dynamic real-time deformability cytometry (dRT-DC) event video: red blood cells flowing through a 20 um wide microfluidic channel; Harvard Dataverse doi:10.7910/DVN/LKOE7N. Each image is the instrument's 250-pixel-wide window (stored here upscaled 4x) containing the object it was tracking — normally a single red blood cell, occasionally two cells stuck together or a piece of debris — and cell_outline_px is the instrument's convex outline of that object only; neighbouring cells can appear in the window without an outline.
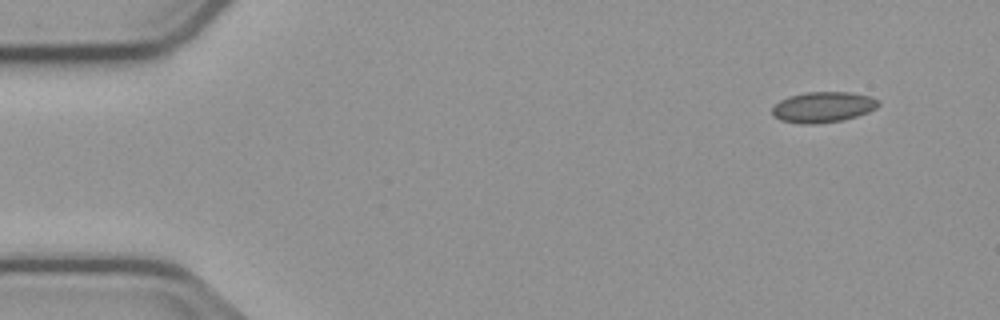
{"species": "common noctule bat (a hibernating species)", "species_latin": "Nyctalus noctula", "temperature_condition": "cold", "stored_images_in_passage": 4, "camera_frame_rate_fps": 3000, "um_per_image_px": 0.085, "animal": {"sex": "male", "body_mass_g": 23.1, "forearm_length_mm": 52.7}, "frame": {"image": 1, "passage_image": 1, "time_ms": 0.0, "image_size_px": [1000, 320], "cell_outline_px": [[880, 104], [876, 108], [868, 112], [844, 120], [816, 124], [804, 124], [780, 120], [772, 116], [772, 108], [780, 100], [788, 96], [808, 92], [852, 92], [868, 96], [880, 100]], "centroid_in_image_um": [69.96, 9.1], "position_along_channel_um": 15.0, "area_um2": 19.07}}
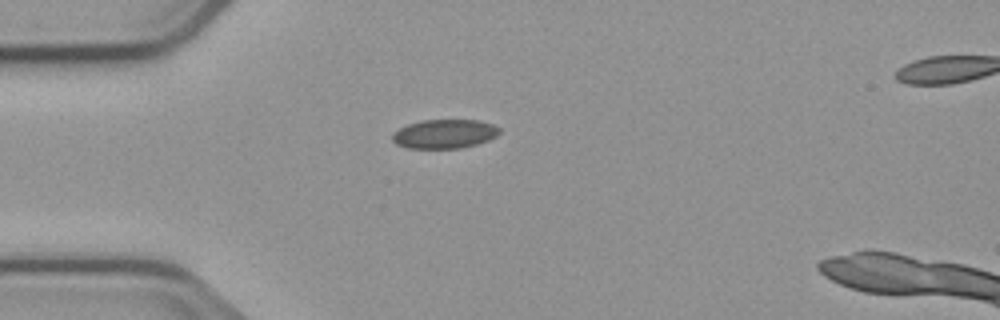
{"frame": {"image": 2, "passage_image": 3, "time_ms": 3.333, "image_size_px": [1000, 320], "cell_outline_px": [[500, 132], [496, 136], [488, 140], [464, 148], [408, 148], [396, 144], [392, 140], [392, 132], [408, 124], [420, 120], [480, 120], [492, 124], [500, 128]], "centroid_in_image_um": [37.77, 11.38], "position_along_channel_um": 47.2, "area_um2": 18.21}}